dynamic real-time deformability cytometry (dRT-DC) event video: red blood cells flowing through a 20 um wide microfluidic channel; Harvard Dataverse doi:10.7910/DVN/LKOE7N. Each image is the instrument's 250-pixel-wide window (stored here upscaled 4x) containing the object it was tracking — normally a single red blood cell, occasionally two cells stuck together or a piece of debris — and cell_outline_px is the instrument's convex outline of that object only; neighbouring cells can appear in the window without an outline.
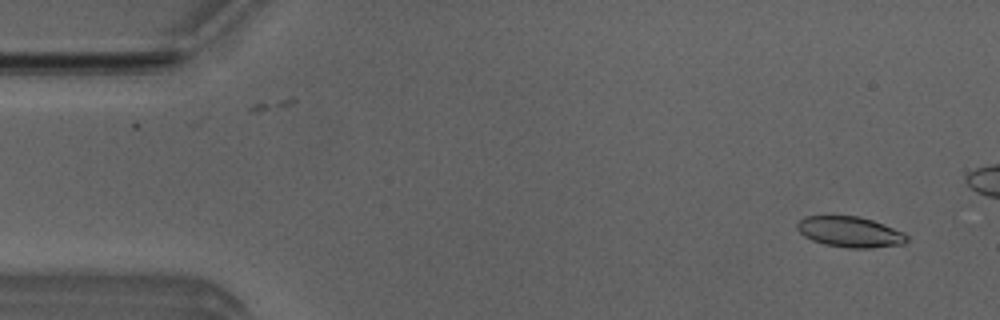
{"species": "Egyptian fruit bat (a non-hibernating species)", "species_latin": "Rousettus aegyptiacus", "temperature_condition": "room temperature", "stored_images_in_passage": 8, "camera_frame_rate_fps": 3000, "um_per_image_px": 0.085, "animal": {"sex": "male"}, "frame": {"image": 1, "passage_image": 2, "time_ms": 0.333, "image_size_px": [1000, 320], "cell_outline_px": [[908, 240], [904, 244], [872, 248], [844, 248], [824, 244], [812, 240], [804, 236], [796, 228], [796, 224], [804, 216], [860, 216], [884, 224], [904, 232], [908, 236]], "centroid_in_image_um": [72.26, 19.72], "position_along_channel_um": 12.7, "area_um2": 19.77}}
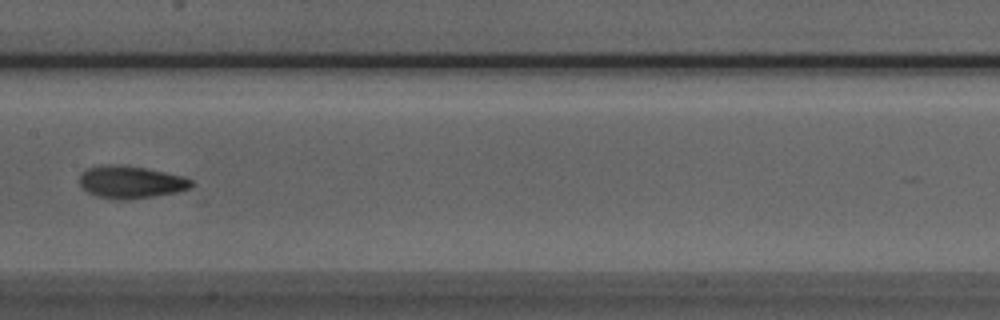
{"frame": {"image": 2, "passage_image": 8, "time_ms": 2.333, "image_size_px": [1000, 320], "cell_outline_px": [[192, 184], [188, 188], [180, 192], [128, 200], [116, 200], [96, 196], [88, 192], [80, 184], [80, 176], [84, 168], [100, 164], [120, 164], [144, 168], [184, 176], [192, 180]], "centroid_in_image_um": [11.08, 15.47], "position_along_channel_um": 196.3, "area_um2": 21.39}}